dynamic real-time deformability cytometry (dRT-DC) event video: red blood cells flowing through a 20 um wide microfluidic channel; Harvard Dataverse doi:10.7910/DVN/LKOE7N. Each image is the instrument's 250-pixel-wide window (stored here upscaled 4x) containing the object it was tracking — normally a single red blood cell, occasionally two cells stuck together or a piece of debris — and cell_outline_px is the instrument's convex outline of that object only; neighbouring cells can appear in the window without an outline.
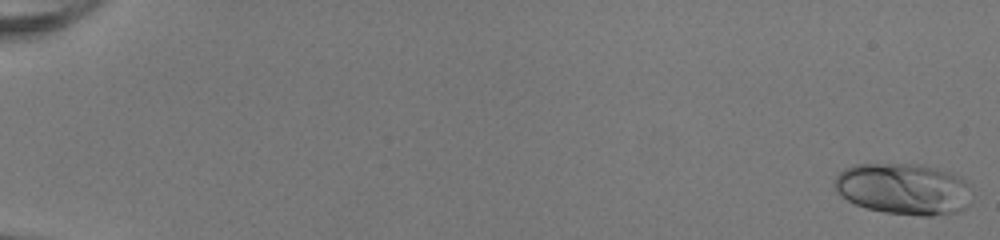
{"species": "human", "species_latin": "Homo sapiens", "temperature_condition": "room temperature", "stored_images_in_passage": 52, "camera_frame_rate_fps": 3000, "um_per_image_px": 0.085, "donor": {"sex": "female"}, "frame": {"image": 1, "passage_image": 1, "time_ms": 0.0, "image_size_px": [1000, 240], "cell_outline_px": [[968, 204], [960, 212], [932, 216], [920, 216], [884, 212], [868, 208], [856, 204], [848, 200], [836, 192], [832, 184], [832, 180], [844, 168], [852, 164], [924, 164], [952, 172], [968, 180]], "centroid_in_image_um": [76.78, 16.04], "position_along_channel_um": 8.2, "area_um2": 41.62}}
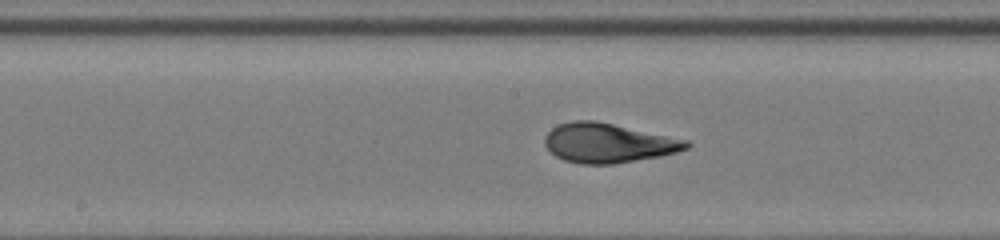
{"frame": {"image": 2, "passage_image": 29, "time_ms": 9.333, "image_size_px": [1000, 240], "cell_outline_px": [[692, 144], [688, 148], [676, 152], [660, 156], [612, 164], [580, 164], [564, 160], [556, 156], [544, 144], [544, 136], [552, 128], [560, 124], [572, 120], [596, 120], [688, 140]], "centroid_in_image_um": [51.69, 12.15], "position_along_channel_um": 196.5, "area_um2": 32.48}}
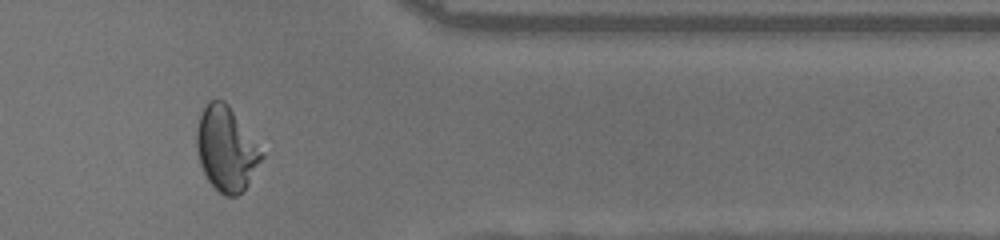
{"frame": {"image": 3, "passage_image": 44, "time_ms": 14.333, "image_size_px": [1000, 240], "cell_outline_px": [[264, 156], [248, 184], [236, 196], [224, 196], [208, 180], [200, 164], [196, 148], [196, 132], [200, 116], [204, 108], [212, 100], [224, 100], [228, 104], [264, 152]], "centroid_in_image_um": [19.24, 12.66], "position_along_channel_um": 392.2, "area_um2": 31.56}, "authors_computed_cell_mechanics": {"area_um2": 32.5125, "velocity_mm_per_s": 4.1196, "shape_relaxation_time_tau1_ms": 4.6354, "shape_relaxation_time_tau2_ms": null, "deformation_change_tau1": 0.2235, "deformation_change_tau2": null}}